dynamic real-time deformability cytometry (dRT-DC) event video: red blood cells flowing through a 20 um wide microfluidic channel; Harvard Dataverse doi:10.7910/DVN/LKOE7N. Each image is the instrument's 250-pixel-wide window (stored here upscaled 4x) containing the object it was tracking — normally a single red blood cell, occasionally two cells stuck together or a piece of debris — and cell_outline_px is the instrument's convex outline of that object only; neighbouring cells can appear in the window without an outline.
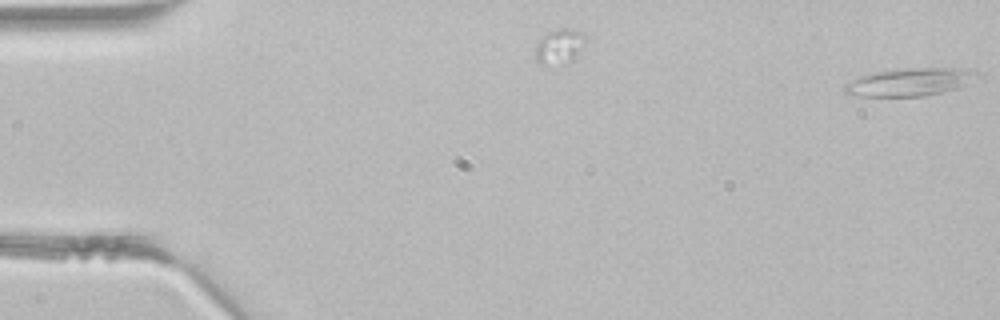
{"species": "common noctule bat (a hibernating species)", "species_latin": "Nyctalus noctula", "temperature_condition": "room temperature", "stored_images_in_passage": 4, "camera_frame_rate_fps": 3000, "um_per_image_px": 0.085, "animal": {"sex": "male", "body_mass_g": 21.5, "forearm_length_mm": 52.0}, "frame": {"image": 1, "passage_image": 1, "time_ms": 0.0, "image_size_px": [1000, 320], "cell_outline_px": [[980, 76], [956, 88], [924, 96], [852, 96], [844, 92], [844, 84], [860, 76], [872, 72], [904, 68], [960, 68], [980, 72]], "centroid_in_image_um": [77.29, 6.96], "position_along_channel_um": 7.7, "area_um2": 21.39}}
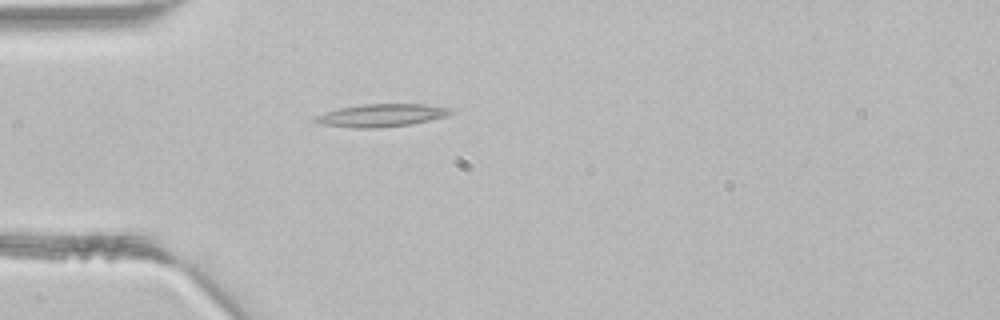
{"frame": {"image": 2, "passage_image": 4, "time_ms": 1.0, "image_size_px": [1000, 320], "cell_outline_px": [[452, 112], [448, 116], [412, 124], [376, 128], [356, 128], [320, 124], [312, 120], [312, 116], [324, 112], [340, 108], [364, 104], [424, 104], [452, 108]], "centroid_in_image_um": [32.4, 9.8], "position_along_channel_um": 52.6, "area_um2": 18.09}}